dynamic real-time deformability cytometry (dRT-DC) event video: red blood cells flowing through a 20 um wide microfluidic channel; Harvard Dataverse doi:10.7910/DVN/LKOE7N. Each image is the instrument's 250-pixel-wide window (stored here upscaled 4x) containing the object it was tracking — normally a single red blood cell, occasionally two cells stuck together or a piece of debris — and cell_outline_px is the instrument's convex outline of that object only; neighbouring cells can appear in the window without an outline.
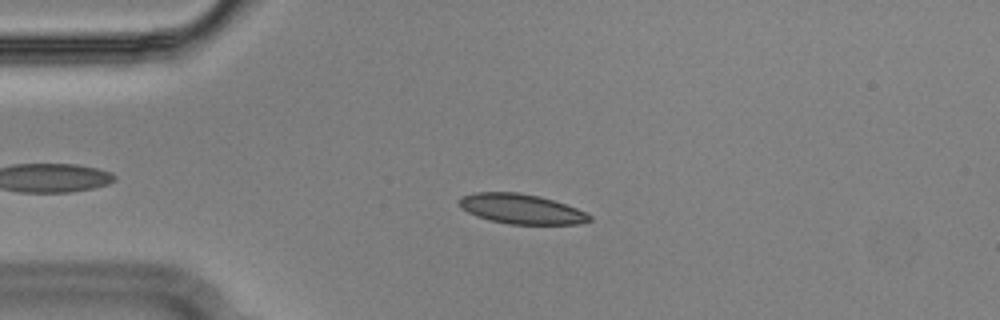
{"species": "Egyptian fruit bat (a non-hibernating species)", "species_latin": "Rousettus aegyptiacus", "temperature_condition": "cold", "stored_images_in_passage": 54, "camera_frame_rate_fps": 3000, "um_per_image_px": 0.085, "animal": {"sex": "male"}, "frame": {"image": 1, "passage_image": 12, "time_ms": 3.667, "image_size_px": [1000, 320], "cell_outline_px": [[592, 220], [580, 224], [508, 224], [488, 220], [476, 216], [468, 212], [460, 204], [460, 196], [476, 192], [516, 192], [540, 196], [576, 208], [592, 216]], "centroid_in_image_um": [44.31, 17.76], "position_along_channel_um": 40.7, "area_um2": 22.54}}
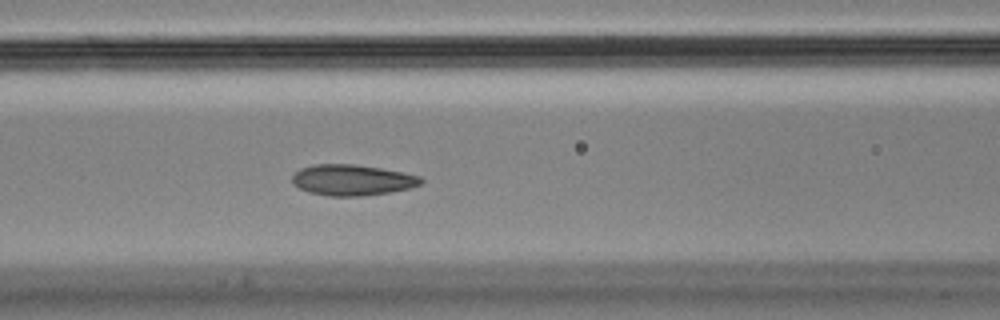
{"frame": {"image": 2, "passage_image": 22, "time_ms": 7.0, "image_size_px": [1000, 320], "cell_outline_px": [[424, 180], [420, 184], [412, 188], [388, 192], [360, 196], [328, 196], [308, 192], [292, 184], [292, 176], [300, 168], [316, 164], [352, 164], [380, 168], [420, 176]], "centroid_in_image_um": [29.91, 15.3], "position_along_channel_um": 136.7, "area_um2": 23.06}}
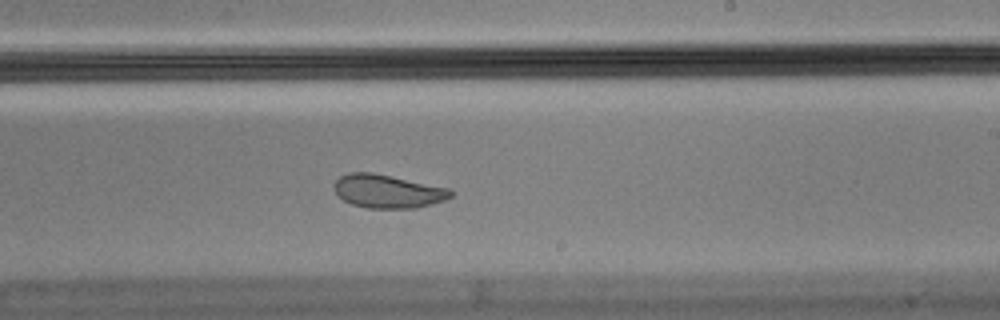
{"frame": {"image": 3, "passage_image": 32, "time_ms": 10.333, "image_size_px": [1000, 320], "cell_outline_px": [[452, 196], [444, 200], [432, 204], [416, 208], [368, 208], [352, 204], [336, 196], [332, 188], [332, 184], [340, 176], [348, 172], [372, 172], [448, 188], [452, 192]], "centroid_in_image_um": [32.88, 16.26], "position_along_channel_um": 256.1, "area_um2": 22.77}, "authors_computed_cell_mechanics": {"area_um2": 23.0044, "velocity_mm_per_s": 3.5907, "shape_relaxation_time_tau1_ms": null, "shape_relaxation_time_tau2_ms": 1.4395, "deformation_change_tau1": null, "deformation_change_tau2": 0.0567}}